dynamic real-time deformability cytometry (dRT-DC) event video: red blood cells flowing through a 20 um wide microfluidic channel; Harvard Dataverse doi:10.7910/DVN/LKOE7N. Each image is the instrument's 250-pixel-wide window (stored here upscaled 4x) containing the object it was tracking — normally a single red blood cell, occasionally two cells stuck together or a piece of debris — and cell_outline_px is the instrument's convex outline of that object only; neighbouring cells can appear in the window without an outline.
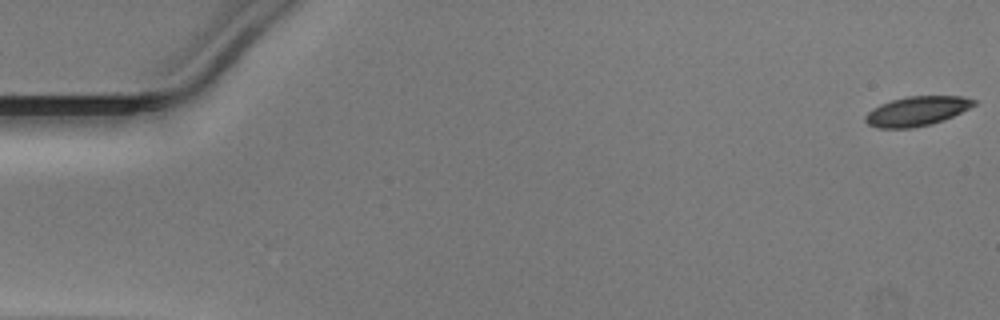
{"species": "Egyptian fruit bat (a non-hibernating species)", "species_latin": "Rousettus aegyptiacus", "temperature_condition": "warm", "stored_images_in_passage": 51, "camera_frame_rate_fps": 3000, "um_per_image_px": 0.085, "animal": {"sex": "male"}, "frame": {"image": 1, "passage_image": 1, "time_ms": 0.0, "image_size_px": [1000, 320], "cell_outline_px": [[976, 104], [944, 120], [932, 124], [912, 128], [876, 128], [868, 124], [864, 120], [864, 116], [872, 108], [880, 104], [892, 100], [908, 96], [964, 96], [976, 100]], "centroid_in_image_um": [77.9, 9.45], "position_along_channel_um": 7.1, "area_um2": 18.67}}
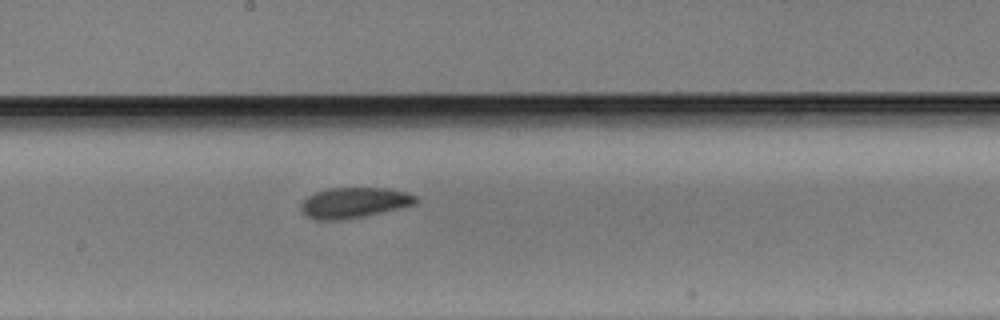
{"frame": {"image": 2, "passage_image": 28, "time_ms": 9.0, "image_size_px": [1000, 320], "cell_outline_px": [[416, 204], [400, 208], [364, 216], [340, 220], [316, 220], [308, 216], [300, 208], [300, 204], [308, 196], [316, 192], [328, 188], [388, 188], [408, 192], [416, 196]], "centroid_in_image_um": [30.11, 17.22], "position_along_channel_um": 218.1, "area_um2": 20.35}}
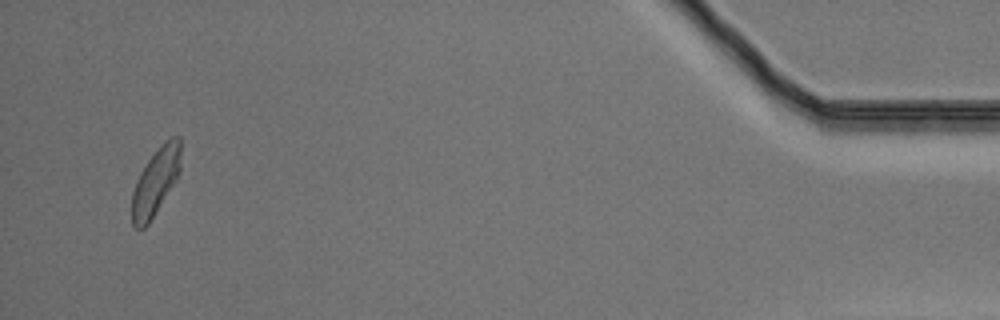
{"frame": {"image": 3, "passage_image": 49, "time_ms": 16.0, "image_size_px": [1000, 320], "cell_outline_px": [[180, 172], [176, 180], [148, 224], [144, 228], [136, 228], [132, 224], [132, 192], [136, 180], [140, 172], [148, 160], [172, 136], [180, 136]], "centroid_in_image_um": [13.22, 15.47], "position_along_channel_um": 422.0, "area_um2": 18.61}}